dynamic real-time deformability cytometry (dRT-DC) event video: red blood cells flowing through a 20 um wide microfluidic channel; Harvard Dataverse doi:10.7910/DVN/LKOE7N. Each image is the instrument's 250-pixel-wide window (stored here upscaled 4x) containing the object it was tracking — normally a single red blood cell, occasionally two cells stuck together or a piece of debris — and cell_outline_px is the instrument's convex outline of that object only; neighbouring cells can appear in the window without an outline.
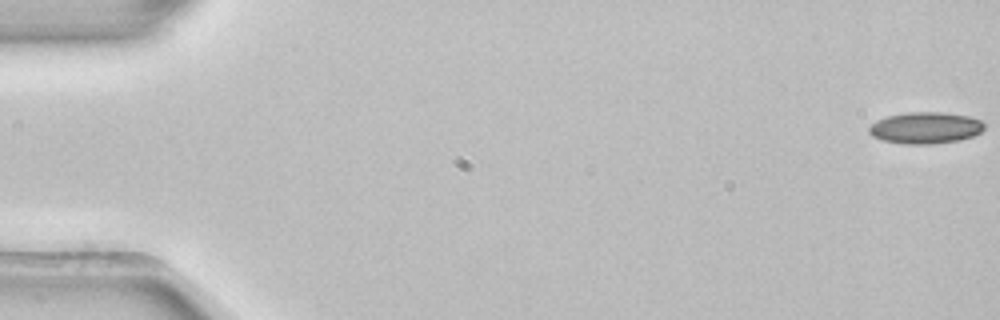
{"species": "common noctule bat (a hibernating species)", "species_latin": "Nyctalus noctula", "temperature_condition": "room temperature", "stored_images_in_passage": 5, "camera_frame_rate_fps": 3000, "um_per_image_px": 0.085, "animal": {"sex": "female", "body_mass_g": 22.7, "forearm_length_mm": 54.2}, "frame": {"image": 1, "passage_image": 1, "time_ms": 0.0, "image_size_px": [1000, 320], "cell_outline_px": [[984, 128], [980, 132], [972, 136], [960, 140], [932, 144], [904, 144], [884, 140], [872, 136], [868, 132], [868, 128], [876, 120], [888, 116], [908, 112], [940, 112], [968, 116], [980, 120], [984, 124]], "centroid_in_image_um": [78.65, 10.87], "position_along_channel_um": 6.4, "area_um2": 21.1}}
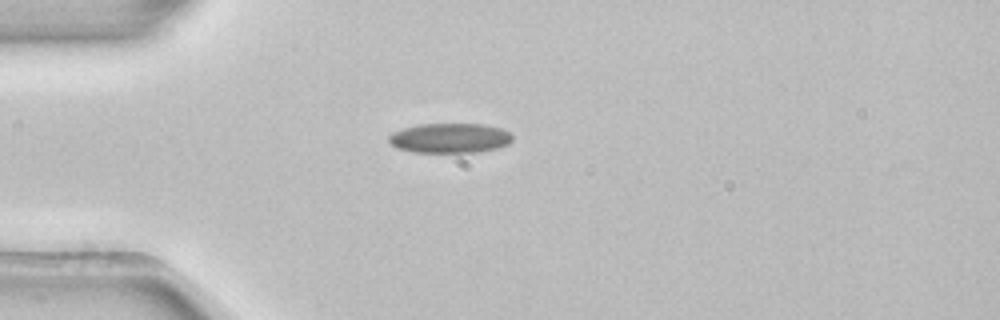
{"frame": {"image": 2, "passage_image": 5, "time_ms": 1.333, "image_size_px": [1000, 320], "cell_outline_px": [[512, 140], [508, 144], [500, 148], [480, 152], [416, 152], [396, 148], [388, 140], [388, 136], [392, 132], [404, 128], [420, 124], [484, 124], [500, 128], [508, 132], [512, 136]], "centroid_in_image_um": [38.25, 11.74], "position_along_channel_um": 46.8, "area_um2": 21.5}}